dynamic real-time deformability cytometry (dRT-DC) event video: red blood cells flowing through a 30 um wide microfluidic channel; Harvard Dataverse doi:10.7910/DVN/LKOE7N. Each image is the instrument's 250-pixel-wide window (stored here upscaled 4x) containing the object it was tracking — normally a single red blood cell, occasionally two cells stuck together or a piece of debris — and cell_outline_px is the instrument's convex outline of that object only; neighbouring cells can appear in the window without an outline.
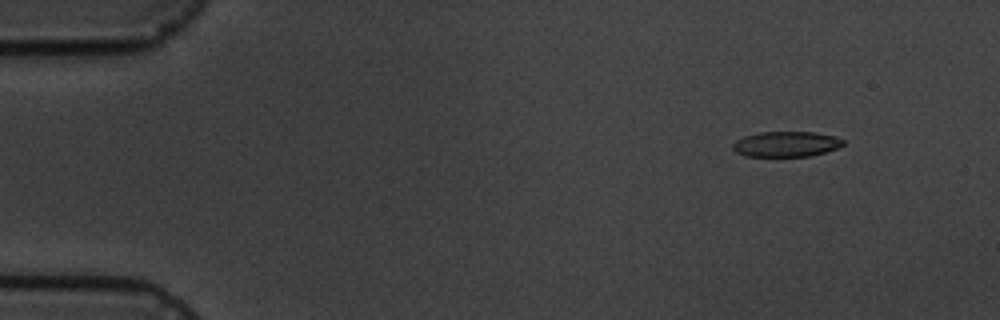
{"species": "common noctule bat (a hibernating species)", "species_latin": "Nyctalus noctula", "temperature_condition": "cold", "stored_images_in_passage": 10, "camera_frame_rate_fps": 3000, "um_per_image_px": 0.085, "animal": {"sex": "male", "body_mass_g": 19.5, "forearm_length_mm": 54.6}, "frame": {"image": 1, "passage_image": 1, "time_ms": 0.0, "image_size_px": [1000, 320], "cell_outline_px": [[844, 144], [836, 148], [824, 152], [808, 156], [748, 156], [736, 152], [732, 148], [732, 144], [736, 140], [744, 136], [760, 132], [816, 132], [836, 136], [844, 140]], "centroid_in_image_um": [66.82, 12.24], "position_along_channel_um": 18.2, "area_um2": 16.24}}
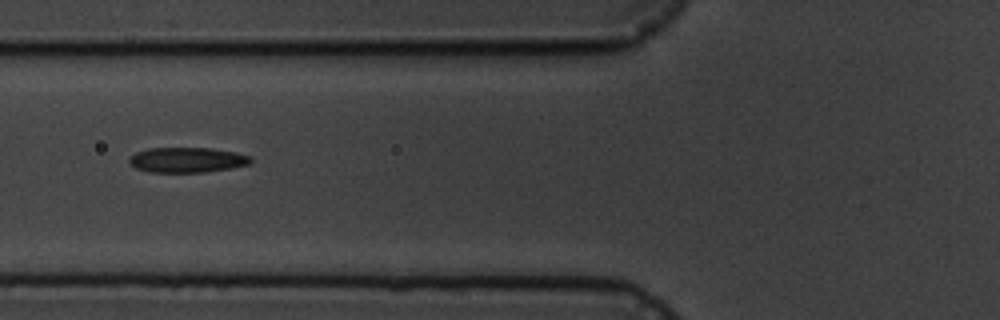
{"frame": {"image": 2, "passage_image": 6, "time_ms": 5.333, "image_size_px": [1000, 320], "cell_outline_px": [[252, 160], [248, 164], [228, 168], [204, 172], [148, 172], [136, 168], [128, 164], [128, 160], [136, 152], [148, 148], [212, 148], [236, 152], [252, 156]], "centroid_in_image_um": [15.88, 13.59], "position_along_channel_um": 109.9, "area_um2": 17.8}}
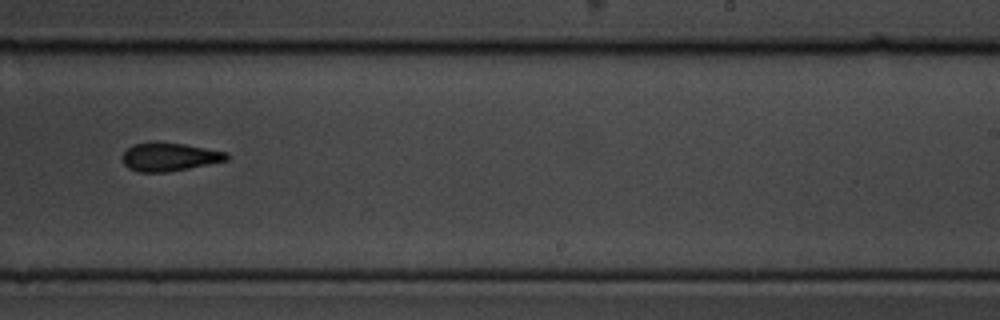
{"frame": {"image": 3, "passage_image": 10, "time_ms": 10.0, "image_size_px": [1000, 320], "cell_outline_px": [[228, 160], [168, 172], [140, 172], [128, 168], [124, 164], [124, 152], [132, 144], [152, 140], [184, 144], [228, 152]], "centroid_in_image_um": [14.38, 13.31], "position_along_channel_um": 274.6, "area_um2": 17.34}}